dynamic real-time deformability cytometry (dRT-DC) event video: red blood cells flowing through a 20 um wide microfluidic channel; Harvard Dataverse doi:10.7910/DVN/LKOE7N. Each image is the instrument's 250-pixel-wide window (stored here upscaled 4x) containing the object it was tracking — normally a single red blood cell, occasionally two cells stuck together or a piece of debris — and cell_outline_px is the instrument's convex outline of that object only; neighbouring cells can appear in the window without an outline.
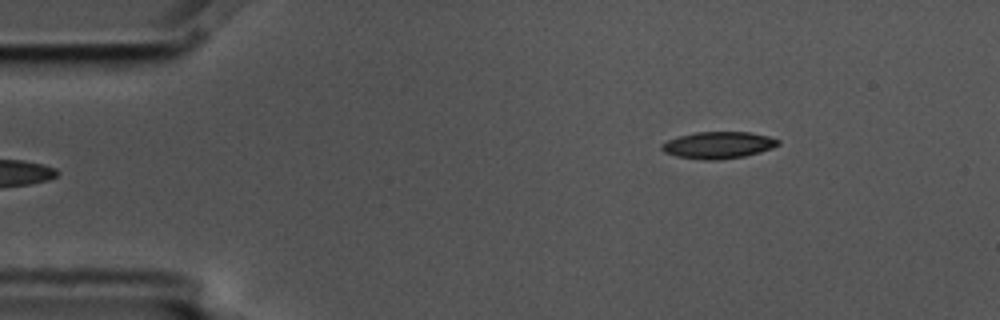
{"species": "common noctule bat (a hibernating species)", "species_latin": "Nyctalus noctula", "temperature_condition": "cold", "stored_images_in_passage": 6, "camera_frame_rate_fps": 3000, "um_per_image_px": 0.085, "animal": {"sex": "male", "body_mass_g": 17.5, "forearm_length_mm": 52.3}, "frame": {"image": 1, "passage_image": 6, "time_ms": 1.667, "image_size_px": [1000, 320], "cell_outline_px": [[780, 144], [772, 148], [760, 152], [744, 156], [716, 160], [704, 160], [676, 156], [664, 152], [660, 148], [660, 144], [668, 140], [680, 136], [696, 132], [748, 132], [768, 136], [780, 140]], "centroid_in_image_um": [61.05, 12.33], "position_along_channel_um": 24.0, "area_um2": 18.15}}